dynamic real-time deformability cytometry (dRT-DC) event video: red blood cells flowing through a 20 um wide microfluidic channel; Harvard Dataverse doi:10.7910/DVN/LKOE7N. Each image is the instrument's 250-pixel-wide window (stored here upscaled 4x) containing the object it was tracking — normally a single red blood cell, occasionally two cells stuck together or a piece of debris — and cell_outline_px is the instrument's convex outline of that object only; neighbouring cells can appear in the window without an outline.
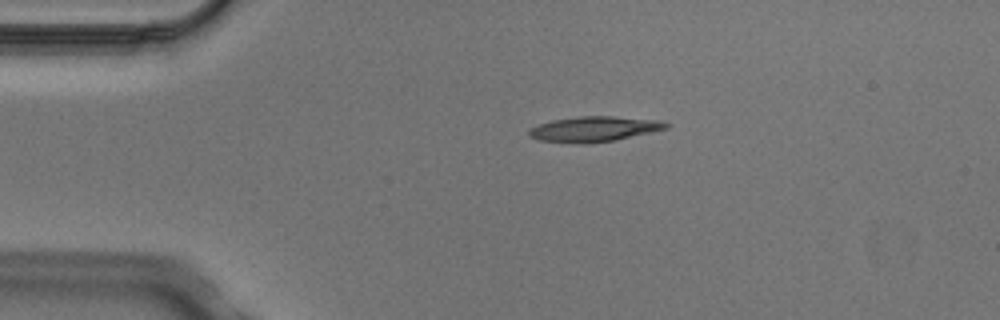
{"species": "Egyptian fruit bat (a non-hibernating species)", "species_latin": "Rousettus aegyptiacus", "temperature_condition": "cold", "stored_images_in_passage": 2, "camera_frame_rate_fps": 3000, "um_per_image_px": 0.085, "animal": {"sex": "male"}, "frame": {"image": 1, "passage_image": 1, "time_ms": 0.0, "image_size_px": [1000, 320], "cell_outline_px": [[672, 124], [668, 128], [652, 132], [616, 140], [588, 144], [580, 144], [540, 140], [528, 136], [528, 132], [532, 128], [540, 124], [552, 120], [580, 116], [612, 116], [660, 120]], "centroid_in_image_um": [50.55, 10.97], "position_along_channel_um": 34.5, "area_um2": 20.29}}